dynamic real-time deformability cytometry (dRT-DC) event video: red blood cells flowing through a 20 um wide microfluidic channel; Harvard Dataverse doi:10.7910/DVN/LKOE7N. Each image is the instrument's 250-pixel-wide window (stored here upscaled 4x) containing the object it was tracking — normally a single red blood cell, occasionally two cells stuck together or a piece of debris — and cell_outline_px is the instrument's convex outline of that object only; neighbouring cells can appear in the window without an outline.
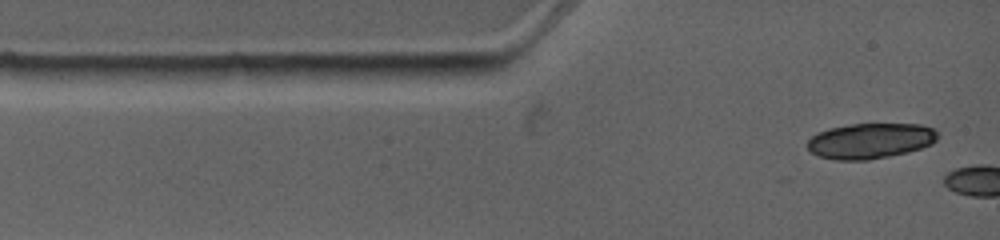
{"species": "common noctule bat (a hibernating species)", "species_latin": "Nyctalus noctula", "temperature_condition": "warm", "stored_images_in_passage": 2, "camera_frame_rate_fps": 4500, "um_per_image_px": 0.085, "animal": {"sex": "female", "body_mass_g": 19.0, "forearm_length_mm": 53.3}, "frame": {"image": 1, "passage_image": 1, "time_ms": 0.0, "image_size_px": [1000, 240], "cell_outline_px": [[936, 140], [932, 144], [908, 152], [868, 160], [836, 160], [816, 156], [808, 152], [808, 140], [816, 132], [828, 128], [848, 124], [920, 124], [932, 128], [936, 132]], "centroid_in_image_um": [73.91, 11.97], "position_along_channel_um": 11.1, "area_um2": 27.05}}